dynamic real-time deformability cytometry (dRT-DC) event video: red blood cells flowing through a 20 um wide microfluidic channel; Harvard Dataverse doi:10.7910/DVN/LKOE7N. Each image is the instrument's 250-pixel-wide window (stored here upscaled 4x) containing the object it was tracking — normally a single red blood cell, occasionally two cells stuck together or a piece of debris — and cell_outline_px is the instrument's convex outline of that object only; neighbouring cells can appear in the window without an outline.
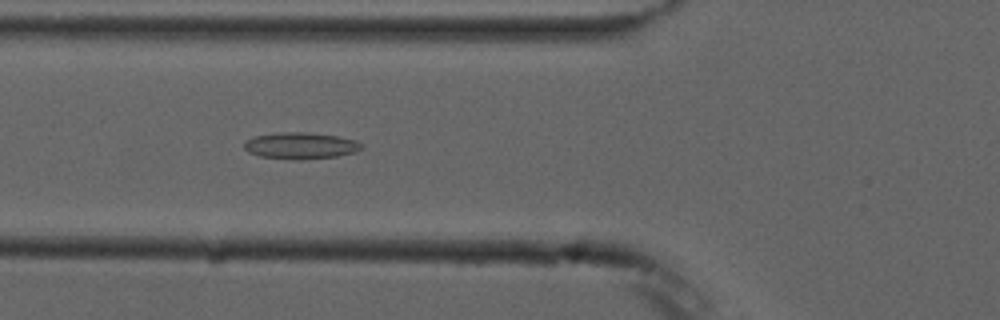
{"species": "common noctule bat (a hibernating species)", "species_latin": "Nyctalus noctula", "temperature_condition": "cold", "stored_images_in_passage": 5, "camera_frame_rate_fps": 3000, "um_per_image_px": 0.085, "animal": {"sex": "male", "forearm_length_mm": 52.5}, "frame": {"image": 1, "passage_image": 5, "time_ms": 6.0, "image_size_px": [1000, 320], "cell_outline_px": [[364, 148], [356, 152], [336, 156], [300, 160], [296, 160], [260, 156], [248, 152], [244, 148], [244, 140], [256, 136], [280, 132], [308, 132], [336, 136], [356, 140], [364, 144]], "centroid_in_image_um": [25.57, 12.38], "position_along_channel_um": 100.2, "area_um2": 18.26}}